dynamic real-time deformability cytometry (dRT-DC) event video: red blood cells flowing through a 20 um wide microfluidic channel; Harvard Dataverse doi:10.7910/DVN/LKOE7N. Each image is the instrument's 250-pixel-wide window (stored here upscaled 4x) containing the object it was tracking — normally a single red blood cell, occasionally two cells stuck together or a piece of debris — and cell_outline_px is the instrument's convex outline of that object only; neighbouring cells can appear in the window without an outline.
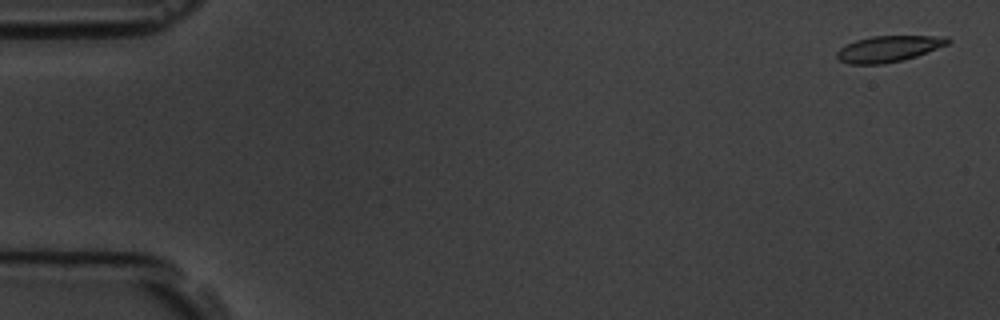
{"species": "common noctule bat (a hibernating species)", "species_latin": "Nyctalus noctula", "temperature_condition": "room temperature", "stored_images_in_passage": 5, "camera_frame_rate_fps": 3000, "um_per_image_px": 0.085, "animal": {"sex": "male", "body_mass_g": 19.5, "forearm_length_mm": 54.6}, "frame": {"image": 1, "passage_image": 1, "time_ms": 0.0, "image_size_px": [1000, 320], "cell_outline_px": [[952, 40], [948, 44], [916, 56], [904, 60], [884, 64], [848, 64], [840, 60], [836, 56], [836, 52], [844, 44], [856, 40], [872, 36], [948, 36]], "centroid_in_image_um": [75.52, 4.14], "position_along_channel_um": 9.5, "area_um2": 16.99}}
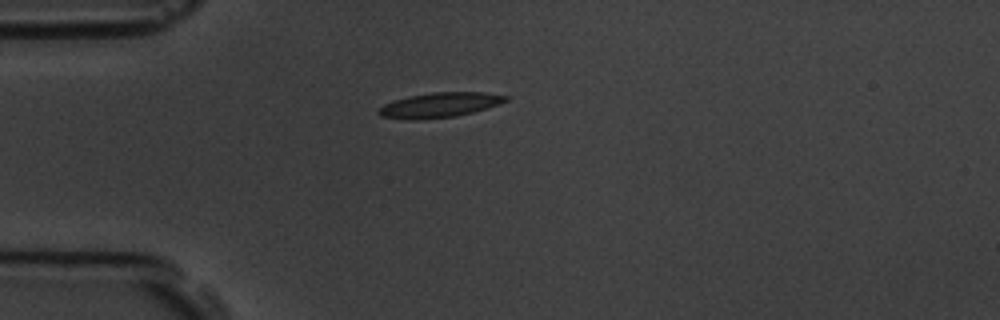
{"frame": {"image": 2, "passage_image": 5, "time_ms": 4.333, "image_size_px": [1000, 320], "cell_outline_px": [[512, 96], [508, 100], [472, 112], [456, 116], [416, 120], [412, 120], [380, 116], [376, 112], [384, 104], [408, 96], [432, 92], [484, 92]], "centroid_in_image_um": [37.36, 8.92], "position_along_channel_um": 47.6, "area_um2": 18.26}}